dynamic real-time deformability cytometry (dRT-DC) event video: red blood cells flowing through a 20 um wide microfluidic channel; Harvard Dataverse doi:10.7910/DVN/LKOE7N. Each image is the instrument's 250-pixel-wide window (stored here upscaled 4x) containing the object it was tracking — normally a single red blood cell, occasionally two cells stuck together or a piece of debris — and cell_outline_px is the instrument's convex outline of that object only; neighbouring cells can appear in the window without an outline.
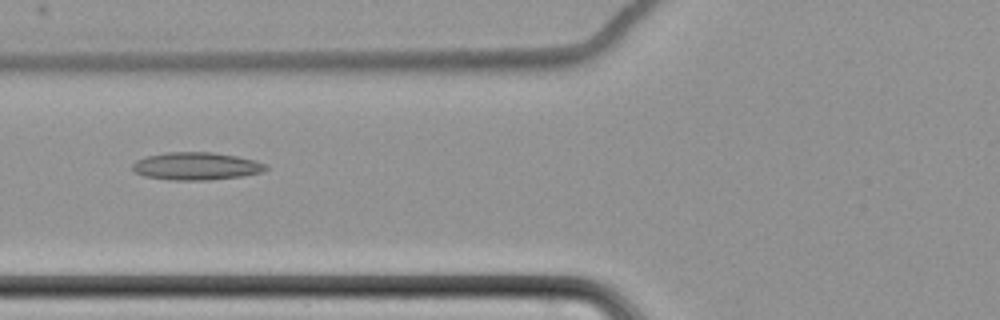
{"species": "common noctule bat (a hibernating species)", "species_latin": "Nyctalus noctula", "temperature_condition": "cold", "stored_images_in_passage": 7, "camera_frame_rate_fps": 3000, "um_per_image_px": 0.085, "animal": {"sex": "female", "body_mass_g": 22.7, "forearm_length_mm": 54.2}, "frame": {"image": 1, "passage_image": 7, "time_ms": 7.333, "image_size_px": [1000, 320], "cell_outline_px": [[268, 168], [260, 172], [240, 176], [208, 180], [168, 180], [144, 176], [136, 172], [132, 168], [132, 164], [136, 160], [148, 156], [168, 152], [212, 152], [236, 156], [256, 160], [268, 164]], "centroid_in_image_um": [16.68, 14.12], "position_along_channel_um": 109.1, "area_um2": 21.44}}